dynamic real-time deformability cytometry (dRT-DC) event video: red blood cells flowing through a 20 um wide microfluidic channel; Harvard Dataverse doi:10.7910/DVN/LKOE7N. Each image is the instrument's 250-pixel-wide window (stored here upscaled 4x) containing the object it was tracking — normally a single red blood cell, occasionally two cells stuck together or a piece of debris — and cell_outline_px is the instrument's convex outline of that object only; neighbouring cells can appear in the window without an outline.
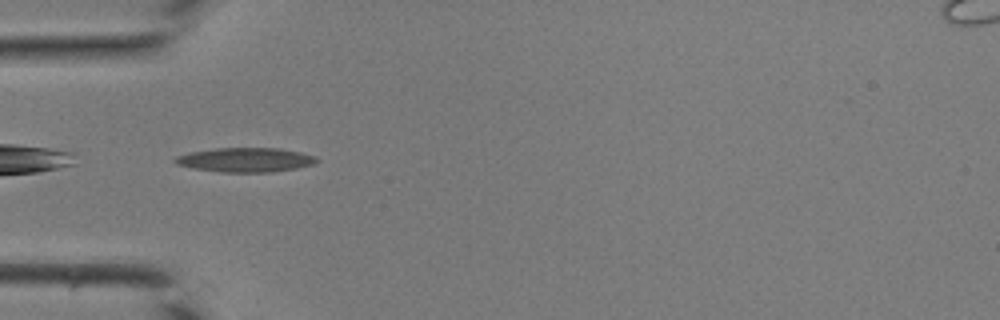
{"species": "common noctule bat (a hibernating species)", "species_latin": "Nyctalus noctula", "temperature_condition": "room temperature", "stored_images_in_passage": 30, "camera_frame_rate_fps": 3000, "um_per_image_px": 0.085, "animal": {"sex": "male", "body_mass_g": 19.0, "forearm_length_mm": 50.8}, "frame": {"image": 1, "passage_image": 1, "time_ms": 0.0, "image_size_px": [1000, 320], "cell_outline_px": [[320, 160], [312, 164], [296, 168], [272, 172], [220, 172], [192, 168], [176, 164], [172, 160], [176, 156], [188, 152], [216, 148], [280, 148], [300, 152], [312, 156]], "centroid_in_image_um": [20.8, 13.58], "position_along_channel_um": 64.2, "area_um2": 20.06}}
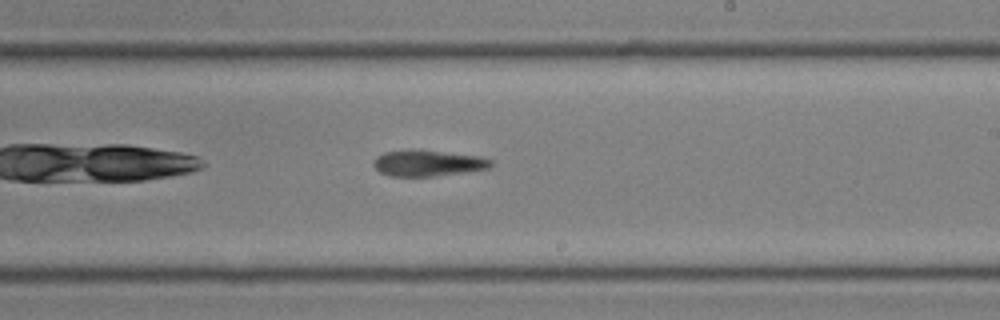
{"frame": {"image": 2, "passage_image": 13, "time_ms": 4.0, "image_size_px": [1000, 320], "cell_outline_px": [[492, 164], [488, 168], [432, 176], [392, 176], [380, 172], [372, 164], [372, 160], [376, 156], [384, 152], [412, 148], [420, 148], [480, 156], [492, 160]], "centroid_in_image_um": [36.31, 13.82], "position_along_channel_um": 252.7, "area_um2": 18.09}}
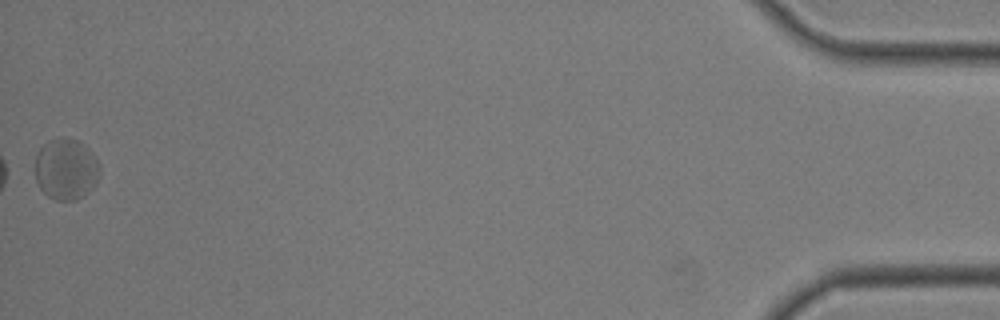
{"frame": {"image": 3, "passage_image": 30, "time_ms": 9.667, "image_size_px": [1000, 320], "cell_outline_px": [[100, 172], [96, 184], [84, 196], [76, 200], [56, 200], [48, 196], [40, 188], [36, 180], [36, 152], [48, 140], [60, 136], [64, 136], [80, 140], [88, 148], [100, 164]], "centroid_in_image_um": [5.62, 14.35], "position_along_channel_um": 429.6, "area_um2": 23.47}}